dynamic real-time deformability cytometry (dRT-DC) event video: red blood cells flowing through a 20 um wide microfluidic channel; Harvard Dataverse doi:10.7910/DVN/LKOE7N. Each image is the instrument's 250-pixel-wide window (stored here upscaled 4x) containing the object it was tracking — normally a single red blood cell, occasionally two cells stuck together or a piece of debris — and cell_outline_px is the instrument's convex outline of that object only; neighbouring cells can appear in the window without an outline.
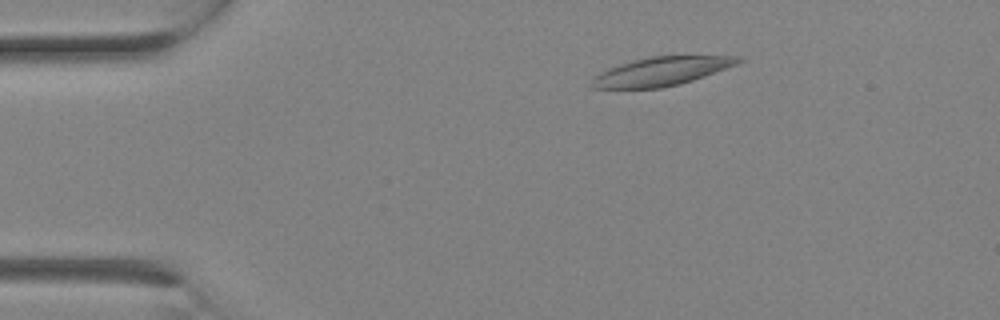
{"species": "Egyptian fruit bat (a non-hibernating species)", "species_latin": "Rousettus aegyptiacus", "temperature_condition": "room temperature", "stored_images_in_passage": 1, "camera_frame_rate_fps": 3000, "um_per_image_px": 0.085, "animal": {"sex": "female"}, "frame": {"image": 1, "passage_image": 1, "time_ms": 0.0, "image_size_px": [1000, 320], "cell_outline_px": [[744, 60], [736, 64], [704, 76], [680, 84], [660, 88], [588, 88], [588, 84], [592, 76], [608, 68], [632, 60], [652, 56], [744, 56]], "centroid_in_image_um": [56.15, 6.07], "position_along_channel_um": 28.9, "area_um2": 24.51}}